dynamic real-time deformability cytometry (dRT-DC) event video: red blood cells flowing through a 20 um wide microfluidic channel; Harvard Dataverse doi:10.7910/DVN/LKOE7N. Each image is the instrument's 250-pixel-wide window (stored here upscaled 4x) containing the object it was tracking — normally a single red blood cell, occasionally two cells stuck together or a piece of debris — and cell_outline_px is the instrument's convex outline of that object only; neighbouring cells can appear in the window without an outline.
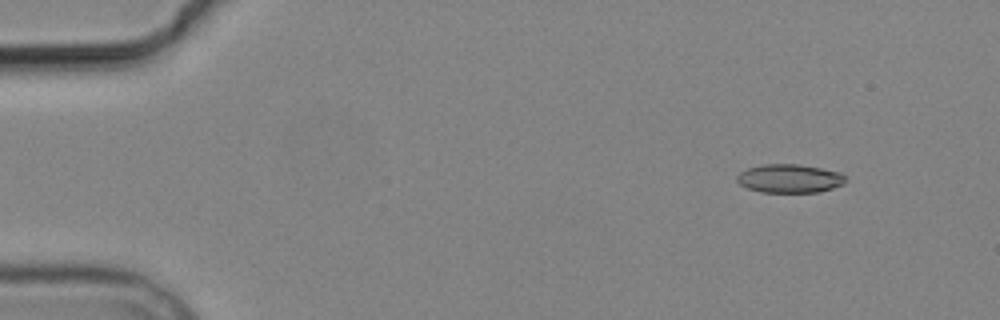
{"species": "common noctule bat (a hibernating species)", "species_latin": "Nyctalus noctula", "temperature_condition": "cold", "stored_images_in_passage": 5, "camera_frame_rate_fps": 3000, "um_per_image_px": 0.085, "animal": {"sex": "male", "body_mass_g": 19.2, "forearm_length_mm": 51.8}, "frame": {"image": 1, "passage_image": 2, "time_ms": 1.333, "image_size_px": [1000, 320], "cell_outline_px": [[844, 184], [832, 188], [816, 192], [760, 192], [748, 188], [740, 184], [736, 180], [736, 176], [740, 172], [748, 168], [764, 164], [800, 164], [840, 172], [844, 176]], "centroid_in_image_um": [67.08, 15.17], "position_along_channel_um": 17.9, "area_um2": 17.98}}
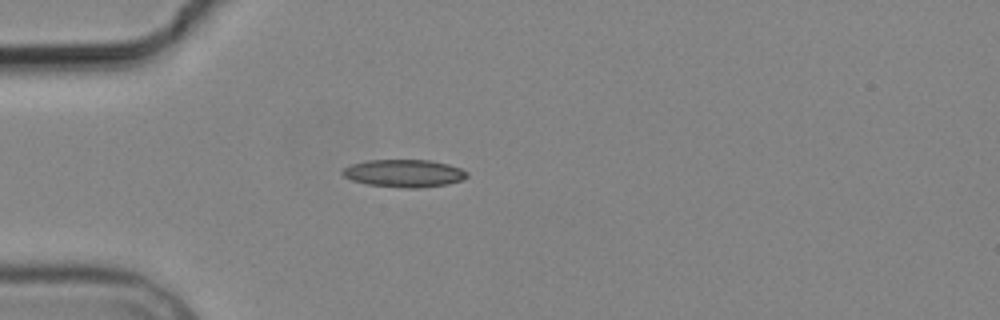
{"frame": {"image": 2, "passage_image": 5, "time_ms": 4.667, "image_size_px": [1000, 320], "cell_outline_px": [[468, 176], [460, 180], [448, 184], [416, 188], [404, 188], [368, 184], [352, 180], [344, 176], [340, 172], [344, 168], [352, 164], [368, 160], [432, 160], [448, 164], [460, 168], [468, 172]], "centroid_in_image_um": [34.35, 14.72], "position_along_channel_um": 50.6, "area_um2": 19.94}}